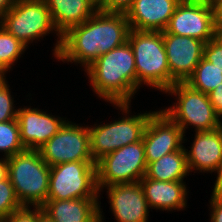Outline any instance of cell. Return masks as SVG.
I'll list each match as a JSON object with an SVG mask.
<instances>
[{
  "instance_id": "6da1fadb",
  "label": "cell",
  "mask_w": 222,
  "mask_h": 222,
  "mask_svg": "<svg viewBox=\"0 0 222 222\" xmlns=\"http://www.w3.org/2000/svg\"><path fill=\"white\" fill-rule=\"evenodd\" d=\"M129 32L125 13L97 10L85 22L61 35L56 59L67 64H79L85 70L100 55L127 42Z\"/></svg>"
},
{
  "instance_id": "7a4b0ae2",
  "label": "cell",
  "mask_w": 222,
  "mask_h": 222,
  "mask_svg": "<svg viewBox=\"0 0 222 222\" xmlns=\"http://www.w3.org/2000/svg\"><path fill=\"white\" fill-rule=\"evenodd\" d=\"M84 72L93 93L110 104H131L140 91L135 57L128 41L100 55Z\"/></svg>"
},
{
  "instance_id": "3957f363",
  "label": "cell",
  "mask_w": 222,
  "mask_h": 222,
  "mask_svg": "<svg viewBox=\"0 0 222 222\" xmlns=\"http://www.w3.org/2000/svg\"><path fill=\"white\" fill-rule=\"evenodd\" d=\"M127 41L135 57L138 90L144 85L164 94L177 82L168 67L163 32L130 29Z\"/></svg>"
},
{
  "instance_id": "277c9868",
  "label": "cell",
  "mask_w": 222,
  "mask_h": 222,
  "mask_svg": "<svg viewBox=\"0 0 222 222\" xmlns=\"http://www.w3.org/2000/svg\"><path fill=\"white\" fill-rule=\"evenodd\" d=\"M7 160L8 177L21 205L41 207L48 198L50 166L40 151L25 149Z\"/></svg>"
},
{
  "instance_id": "5b68a950",
  "label": "cell",
  "mask_w": 222,
  "mask_h": 222,
  "mask_svg": "<svg viewBox=\"0 0 222 222\" xmlns=\"http://www.w3.org/2000/svg\"><path fill=\"white\" fill-rule=\"evenodd\" d=\"M0 25L29 47L51 33L56 34L52 57L56 58L61 45V35L55 29L50 11L44 0H17L1 18Z\"/></svg>"
},
{
  "instance_id": "8992f818",
  "label": "cell",
  "mask_w": 222,
  "mask_h": 222,
  "mask_svg": "<svg viewBox=\"0 0 222 222\" xmlns=\"http://www.w3.org/2000/svg\"><path fill=\"white\" fill-rule=\"evenodd\" d=\"M164 93L176 100L169 107H161V110L178 124L184 135L190 126L195 129L194 132L211 131L222 126V120L207 94L193 89L185 82H176Z\"/></svg>"
},
{
  "instance_id": "52a82bcc",
  "label": "cell",
  "mask_w": 222,
  "mask_h": 222,
  "mask_svg": "<svg viewBox=\"0 0 222 222\" xmlns=\"http://www.w3.org/2000/svg\"><path fill=\"white\" fill-rule=\"evenodd\" d=\"M100 198L94 161H72L50 167L47 200Z\"/></svg>"
},
{
  "instance_id": "ba28073f",
  "label": "cell",
  "mask_w": 222,
  "mask_h": 222,
  "mask_svg": "<svg viewBox=\"0 0 222 222\" xmlns=\"http://www.w3.org/2000/svg\"><path fill=\"white\" fill-rule=\"evenodd\" d=\"M96 166L100 195L110 185L140 182L147 170L143 141L110 152Z\"/></svg>"
},
{
  "instance_id": "9c48e42d",
  "label": "cell",
  "mask_w": 222,
  "mask_h": 222,
  "mask_svg": "<svg viewBox=\"0 0 222 222\" xmlns=\"http://www.w3.org/2000/svg\"><path fill=\"white\" fill-rule=\"evenodd\" d=\"M67 121L40 149L43 160L51 167L72 161H94L90 152L88 126Z\"/></svg>"
},
{
  "instance_id": "30bf717a",
  "label": "cell",
  "mask_w": 222,
  "mask_h": 222,
  "mask_svg": "<svg viewBox=\"0 0 222 222\" xmlns=\"http://www.w3.org/2000/svg\"><path fill=\"white\" fill-rule=\"evenodd\" d=\"M186 138L178 124L161 109L156 110L150 116L142 138L147 165L183 149Z\"/></svg>"
},
{
  "instance_id": "8fae6325",
  "label": "cell",
  "mask_w": 222,
  "mask_h": 222,
  "mask_svg": "<svg viewBox=\"0 0 222 222\" xmlns=\"http://www.w3.org/2000/svg\"><path fill=\"white\" fill-rule=\"evenodd\" d=\"M214 29L212 6L181 1L171 16L165 31L207 43L214 38Z\"/></svg>"
},
{
  "instance_id": "7c38bea8",
  "label": "cell",
  "mask_w": 222,
  "mask_h": 222,
  "mask_svg": "<svg viewBox=\"0 0 222 222\" xmlns=\"http://www.w3.org/2000/svg\"><path fill=\"white\" fill-rule=\"evenodd\" d=\"M66 119L43 109L21 106L17 111V121L22 144L26 149L39 150L59 131Z\"/></svg>"
},
{
  "instance_id": "4fadbf2b",
  "label": "cell",
  "mask_w": 222,
  "mask_h": 222,
  "mask_svg": "<svg viewBox=\"0 0 222 222\" xmlns=\"http://www.w3.org/2000/svg\"><path fill=\"white\" fill-rule=\"evenodd\" d=\"M106 189L116 222H149V206L140 182L114 184Z\"/></svg>"
},
{
  "instance_id": "5bb4252c",
  "label": "cell",
  "mask_w": 222,
  "mask_h": 222,
  "mask_svg": "<svg viewBox=\"0 0 222 222\" xmlns=\"http://www.w3.org/2000/svg\"><path fill=\"white\" fill-rule=\"evenodd\" d=\"M191 146L186 152L189 172L217 173L216 180L222 173V126L211 131L195 132Z\"/></svg>"
},
{
  "instance_id": "9a60e30c",
  "label": "cell",
  "mask_w": 222,
  "mask_h": 222,
  "mask_svg": "<svg viewBox=\"0 0 222 222\" xmlns=\"http://www.w3.org/2000/svg\"><path fill=\"white\" fill-rule=\"evenodd\" d=\"M163 41L171 76L185 82L203 58L204 41L163 31Z\"/></svg>"
},
{
  "instance_id": "2e32d148",
  "label": "cell",
  "mask_w": 222,
  "mask_h": 222,
  "mask_svg": "<svg viewBox=\"0 0 222 222\" xmlns=\"http://www.w3.org/2000/svg\"><path fill=\"white\" fill-rule=\"evenodd\" d=\"M181 0H134L126 11L130 29L163 32Z\"/></svg>"
},
{
  "instance_id": "e0dca14e",
  "label": "cell",
  "mask_w": 222,
  "mask_h": 222,
  "mask_svg": "<svg viewBox=\"0 0 222 222\" xmlns=\"http://www.w3.org/2000/svg\"><path fill=\"white\" fill-rule=\"evenodd\" d=\"M100 198L47 200L43 213L54 222H104Z\"/></svg>"
},
{
  "instance_id": "ac0fdd59",
  "label": "cell",
  "mask_w": 222,
  "mask_h": 222,
  "mask_svg": "<svg viewBox=\"0 0 222 222\" xmlns=\"http://www.w3.org/2000/svg\"><path fill=\"white\" fill-rule=\"evenodd\" d=\"M140 184L150 209L169 213L173 210L182 211L188 207L189 189L185 181H157L144 175Z\"/></svg>"
},
{
  "instance_id": "d6986e66",
  "label": "cell",
  "mask_w": 222,
  "mask_h": 222,
  "mask_svg": "<svg viewBox=\"0 0 222 222\" xmlns=\"http://www.w3.org/2000/svg\"><path fill=\"white\" fill-rule=\"evenodd\" d=\"M50 11L55 29L63 35L69 28L80 25L92 17L97 0H44Z\"/></svg>"
},
{
  "instance_id": "ffe728a7",
  "label": "cell",
  "mask_w": 222,
  "mask_h": 222,
  "mask_svg": "<svg viewBox=\"0 0 222 222\" xmlns=\"http://www.w3.org/2000/svg\"><path fill=\"white\" fill-rule=\"evenodd\" d=\"M120 110L123 116L116 118V136L118 149L128 144L141 141L150 116L155 111L131 113L130 103L111 104ZM132 114V115H131Z\"/></svg>"
},
{
  "instance_id": "44dd1931",
  "label": "cell",
  "mask_w": 222,
  "mask_h": 222,
  "mask_svg": "<svg viewBox=\"0 0 222 222\" xmlns=\"http://www.w3.org/2000/svg\"><path fill=\"white\" fill-rule=\"evenodd\" d=\"M189 174L186 152L183 148L150 162L145 176L157 181H184Z\"/></svg>"
},
{
  "instance_id": "7402d4cb",
  "label": "cell",
  "mask_w": 222,
  "mask_h": 222,
  "mask_svg": "<svg viewBox=\"0 0 222 222\" xmlns=\"http://www.w3.org/2000/svg\"><path fill=\"white\" fill-rule=\"evenodd\" d=\"M88 125L90 133V152L95 163L105 155L118 149L116 120L110 123Z\"/></svg>"
},
{
  "instance_id": "603a6c76",
  "label": "cell",
  "mask_w": 222,
  "mask_h": 222,
  "mask_svg": "<svg viewBox=\"0 0 222 222\" xmlns=\"http://www.w3.org/2000/svg\"><path fill=\"white\" fill-rule=\"evenodd\" d=\"M185 83L208 95L222 83V69L202 58Z\"/></svg>"
},
{
  "instance_id": "cb8c5ba5",
  "label": "cell",
  "mask_w": 222,
  "mask_h": 222,
  "mask_svg": "<svg viewBox=\"0 0 222 222\" xmlns=\"http://www.w3.org/2000/svg\"><path fill=\"white\" fill-rule=\"evenodd\" d=\"M25 149L20 139L17 119L0 122V152L3 157H12Z\"/></svg>"
},
{
  "instance_id": "d4e9b609",
  "label": "cell",
  "mask_w": 222,
  "mask_h": 222,
  "mask_svg": "<svg viewBox=\"0 0 222 222\" xmlns=\"http://www.w3.org/2000/svg\"><path fill=\"white\" fill-rule=\"evenodd\" d=\"M28 49L21 41L0 25V60L12 70L23 53ZM13 67V68H12Z\"/></svg>"
},
{
  "instance_id": "484cf974",
  "label": "cell",
  "mask_w": 222,
  "mask_h": 222,
  "mask_svg": "<svg viewBox=\"0 0 222 222\" xmlns=\"http://www.w3.org/2000/svg\"><path fill=\"white\" fill-rule=\"evenodd\" d=\"M22 207L9 177L0 180V221H4L12 212Z\"/></svg>"
},
{
  "instance_id": "4316f807",
  "label": "cell",
  "mask_w": 222,
  "mask_h": 222,
  "mask_svg": "<svg viewBox=\"0 0 222 222\" xmlns=\"http://www.w3.org/2000/svg\"><path fill=\"white\" fill-rule=\"evenodd\" d=\"M9 87L6 78L0 79V122L17 119L18 108L14 104V96L11 95Z\"/></svg>"
},
{
  "instance_id": "83f0119b",
  "label": "cell",
  "mask_w": 222,
  "mask_h": 222,
  "mask_svg": "<svg viewBox=\"0 0 222 222\" xmlns=\"http://www.w3.org/2000/svg\"><path fill=\"white\" fill-rule=\"evenodd\" d=\"M42 213L41 207L23 206L19 210L12 212L3 222H37Z\"/></svg>"
},
{
  "instance_id": "f1b7e54d",
  "label": "cell",
  "mask_w": 222,
  "mask_h": 222,
  "mask_svg": "<svg viewBox=\"0 0 222 222\" xmlns=\"http://www.w3.org/2000/svg\"><path fill=\"white\" fill-rule=\"evenodd\" d=\"M203 58L219 69H222V43L218 42L215 38L205 43Z\"/></svg>"
},
{
  "instance_id": "f546056e",
  "label": "cell",
  "mask_w": 222,
  "mask_h": 222,
  "mask_svg": "<svg viewBox=\"0 0 222 222\" xmlns=\"http://www.w3.org/2000/svg\"><path fill=\"white\" fill-rule=\"evenodd\" d=\"M133 2L134 0H97V8L106 12L126 13Z\"/></svg>"
},
{
  "instance_id": "4dcf8cb0",
  "label": "cell",
  "mask_w": 222,
  "mask_h": 222,
  "mask_svg": "<svg viewBox=\"0 0 222 222\" xmlns=\"http://www.w3.org/2000/svg\"><path fill=\"white\" fill-rule=\"evenodd\" d=\"M211 199L209 200V215L210 222H222V196L216 193L212 189V193L210 195Z\"/></svg>"
},
{
  "instance_id": "1f68e13d",
  "label": "cell",
  "mask_w": 222,
  "mask_h": 222,
  "mask_svg": "<svg viewBox=\"0 0 222 222\" xmlns=\"http://www.w3.org/2000/svg\"><path fill=\"white\" fill-rule=\"evenodd\" d=\"M217 115L222 119V83L208 94Z\"/></svg>"
},
{
  "instance_id": "d6a6232c",
  "label": "cell",
  "mask_w": 222,
  "mask_h": 222,
  "mask_svg": "<svg viewBox=\"0 0 222 222\" xmlns=\"http://www.w3.org/2000/svg\"><path fill=\"white\" fill-rule=\"evenodd\" d=\"M212 9L214 21H222V0H214Z\"/></svg>"
},
{
  "instance_id": "836d02e7",
  "label": "cell",
  "mask_w": 222,
  "mask_h": 222,
  "mask_svg": "<svg viewBox=\"0 0 222 222\" xmlns=\"http://www.w3.org/2000/svg\"><path fill=\"white\" fill-rule=\"evenodd\" d=\"M17 0H0V18L10 10Z\"/></svg>"
},
{
  "instance_id": "e575fe53",
  "label": "cell",
  "mask_w": 222,
  "mask_h": 222,
  "mask_svg": "<svg viewBox=\"0 0 222 222\" xmlns=\"http://www.w3.org/2000/svg\"><path fill=\"white\" fill-rule=\"evenodd\" d=\"M8 176V160L6 157L0 158V180Z\"/></svg>"
},
{
  "instance_id": "d590c367",
  "label": "cell",
  "mask_w": 222,
  "mask_h": 222,
  "mask_svg": "<svg viewBox=\"0 0 222 222\" xmlns=\"http://www.w3.org/2000/svg\"><path fill=\"white\" fill-rule=\"evenodd\" d=\"M215 29H214V38L222 43V21H214Z\"/></svg>"
},
{
  "instance_id": "8d00e7d4",
  "label": "cell",
  "mask_w": 222,
  "mask_h": 222,
  "mask_svg": "<svg viewBox=\"0 0 222 222\" xmlns=\"http://www.w3.org/2000/svg\"><path fill=\"white\" fill-rule=\"evenodd\" d=\"M212 188L216 193H218L220 196H222V173H221L220 177L217 180H215Z\"/></svg>"
},
{
  "instance_id": "74e56055",
  "label": "cell",
  "mask_w": 222,
  "mask_h": 222,
  "mask_svg": "<svg viewBox=\"0 0 222 222\" xmlns=\"http://www.w3.org/2000/svg\"><path fill=\"white\" fill-rule=\"evenodd\" d=\"M10 69L0 60V79L6 78Z\"/></svg>"
},
{
  "instance_id": "f35d334b",
  "label": "cell",
  "mask_w": 222,
  "mask_h": 222,
  "mask_svg": "<svg viewBox=\"0 0 222 222\" xmlns=\"http://www.w3.org/2000/svg\"><path fill=\"white\" fill-rule=\"evenodd\" d=\"M181 1L186 3L205 4L212 6L214 0H181Z\"/></svg>"
},
{
  "instance_id": "ab89813d",
  "label": "cell",
  "mask_w": 222,
  "mask_h": 222,
  "mask_svg": "<svg viewBox=\"0 0 222 222\" xmlns=\"http://www.w3.org/2000/svg\"><path fill=\"white\" fill-rule=\"evenodd\" d=\"M37 222H54L52 221L47 215L42 213L39 218L37 219Z\"/></svg>"
}]
</instances>
